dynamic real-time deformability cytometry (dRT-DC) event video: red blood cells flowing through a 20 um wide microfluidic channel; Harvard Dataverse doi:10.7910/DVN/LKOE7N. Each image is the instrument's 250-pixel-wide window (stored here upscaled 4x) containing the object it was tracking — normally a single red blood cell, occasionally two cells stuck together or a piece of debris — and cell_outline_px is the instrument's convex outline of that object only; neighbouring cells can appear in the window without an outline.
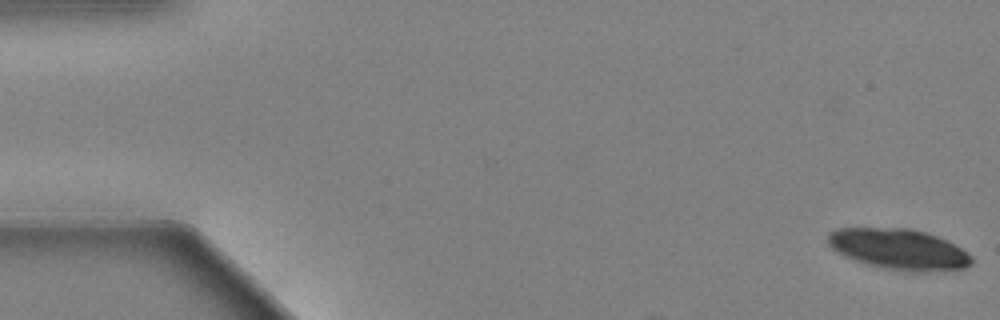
{"species": "Egyptian fruit bat (a non-hibernating species)", "species_latin": "Rousettus aegyptiacus", "temperature_condition": "warm", "stored_images_in_passage": 26, "camera_frame_rate_fps": 3000, "um_per_image_px": 0.085, "animal": {"sex": "female"}, "frame": {"image": 1, "passage_image": 1, "time_ms": 0.0, "image_size_px": [1000, 320], "cell_outline_px": [[972, 264], [964, 268], [924, 272], [908, 272], [884, 268], [864, 264], [844, 256], [836, 252], [828, 244], [828, 232], [836, 228], [908, 228], [924, 232], [936, 236], [960, 248], [972, 256]], "centroid_in_image_um": [76.35, 21.19], "position_along_channel_um": 8.6, "area_um2": 34.1}}